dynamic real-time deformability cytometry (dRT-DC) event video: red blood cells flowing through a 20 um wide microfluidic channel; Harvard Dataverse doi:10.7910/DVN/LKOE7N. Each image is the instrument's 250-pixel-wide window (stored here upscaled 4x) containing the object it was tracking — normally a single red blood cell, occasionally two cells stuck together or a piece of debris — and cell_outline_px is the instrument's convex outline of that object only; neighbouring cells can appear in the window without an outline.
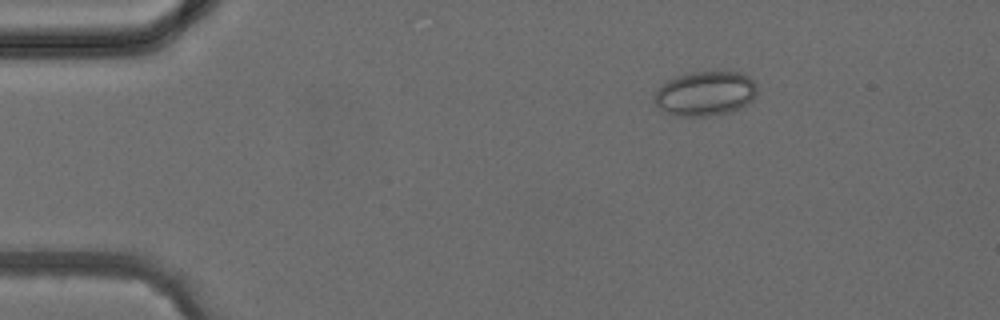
{"species": "common noctule bat (a hibernating species)", "species_latin": "Nyctalus noctula", "temperature_condition": "cold", "stored_images_in_passage": 2, "camera_frame_rate_fps": 3000, "um_per_image_px": 0.085, "animal": {"sex": "female", "body_mass_g": 24.6, "forearm_length_mm": 56.2}, "frame": {"image": 1, "passage_image": 1, "time_ms": 0.0, "image_size_px": [1000, 320], "cell_outline_px": [[756, 92], [752, 100], [740, 108], [732, 112], [708, 116], [676, 116], [660, 108], [652, 100], [656, 88], [660, 84], [676, 76], [688, 72], [712, 68], [740, 72], [748, 76], [756, 84]], "centroid_in_image_um": [59.93, 7.89], "position_along_channel_um": 25.1, "area_um2": 27.63}}